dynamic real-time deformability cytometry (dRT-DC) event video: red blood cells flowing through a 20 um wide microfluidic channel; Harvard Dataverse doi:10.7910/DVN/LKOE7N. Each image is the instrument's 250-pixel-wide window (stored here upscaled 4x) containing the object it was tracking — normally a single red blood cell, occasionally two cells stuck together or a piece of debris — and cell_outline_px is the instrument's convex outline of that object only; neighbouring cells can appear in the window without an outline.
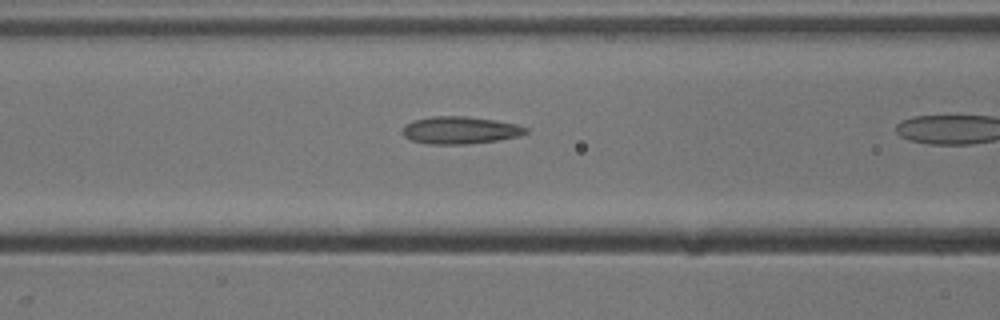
{"species": "common noctule bat (a hibernating species)", "species_latin": "Nyctalus noctula", "temperature_condition": "cold", "stored_images_in_passage": 10, "camera_frame_rate_fps": 3000, "um_per_image_px": 0.085, "animal": {"sex": "male", "body_mass_g": 13.3}, "frame": {"image": 1, "passage_image": 9, "time_ms": 2.667, "image_size_px": [1000, 320], "cell_outline_px": [[528, 132], [520, 136], [496, 140], [468, 144], [428, 144], [412, 140], [404, 136], [400, 132], [412, 120], [432, 116], [464, 116], [496, 120], [516, 124], [528, 128]], "centroid_in_image_um": [39.11, 11.06], "position_along_channel_um": 127.5, "area_um2": 19.65}}